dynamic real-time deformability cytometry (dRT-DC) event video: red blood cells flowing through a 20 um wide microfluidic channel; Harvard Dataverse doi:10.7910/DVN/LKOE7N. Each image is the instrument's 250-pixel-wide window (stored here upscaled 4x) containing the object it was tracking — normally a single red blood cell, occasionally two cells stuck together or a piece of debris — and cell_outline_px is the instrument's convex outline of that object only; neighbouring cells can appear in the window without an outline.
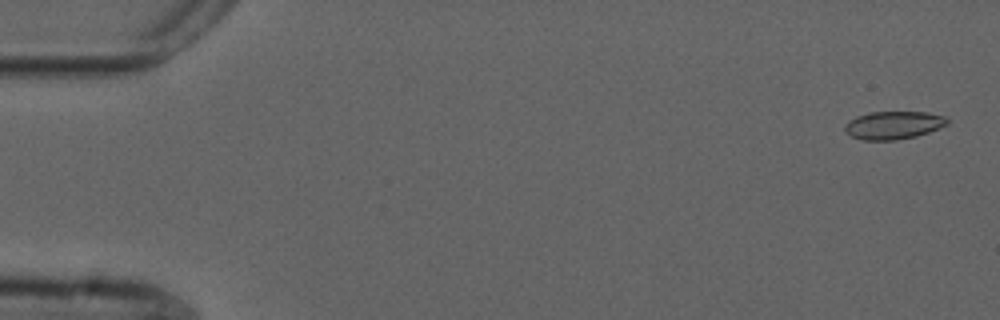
{"species": "common noctule bat (a hibernating species)", "species_latin": "Nyctalus noctula", "temperature_condition": "cold", "stored_images_in_passage": 55, "camera_frame_rate_fps": 3000, "um_per_image_px": 0.085, "animal": {"sex": "male", "forearm_length_mm": 52.5}, "frame": {"image": 1, "passage_image": 2, "time_ms": 0.333, "image_size_px": [1000, 320], "cell_outline_px": [[948, 124], [928, 132], [916, 136], [896, 140], [864, 140], [852, 136], [844, 132], [844, 124], [848, 120], [856, 116], [868, 112], [928, 112], [944, 116], [948, 120]], "centroid_in_image_um": [75.9, 10.63], "position_along_channel_um": 9.1, "area_um2": 16.76}}
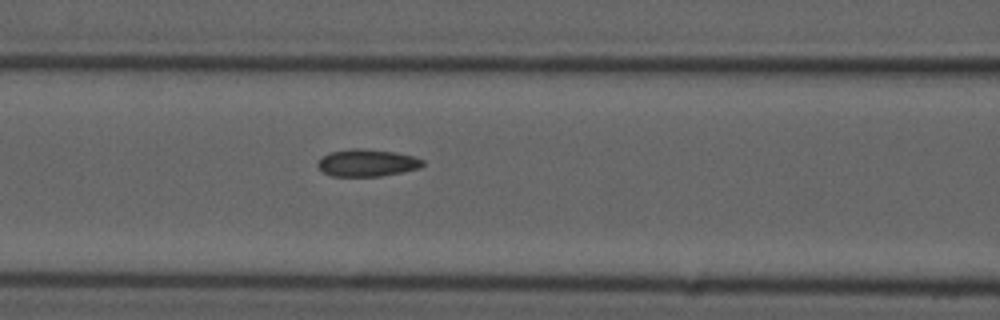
{"frame": {"image": 2, "passage_image": 23, "time_ms": 7.333, "image_size_px": [1000, 320], "cell_outline_px": [[424, 164], [420, 168], [380, 176], [332, 176], [324, 172], [316, 164], [324, 156], [332, 152], [352, 148], [360, 148], [396, 152], [412, 156], [424, 160]], "centroid_in_image_um": [31.22, 13.84], "position_along_channel_um": 135.4, "area_um2": 16.42}}
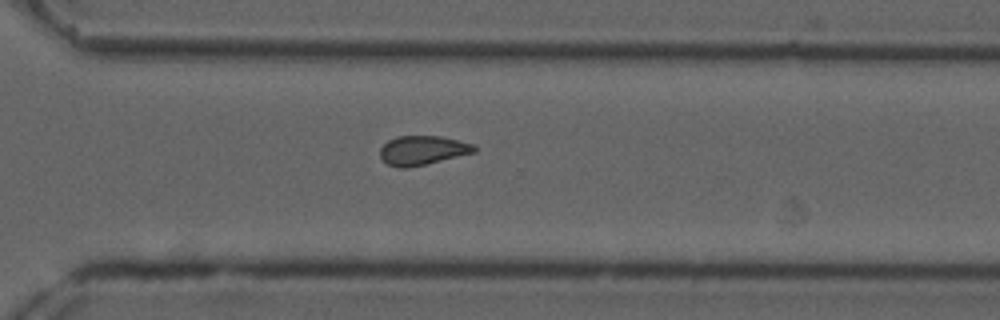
{"frame": {"image": 3, "passage_image": 39, "time_ms": 12.667, "image_size_px": [1000, 320], "cell_outline_px": [[476, 152], [428, 164], [408, 168], [396, 168], [388, 164], [380, 156], [380, 148], [388, 140], [396, 136], [440, 136], [472, 144], [476, 148]], "centroid_in_image_um": [35.89, 12.79], "position_along_channel_um": 334.7, "area_um2": 16.07}, "authors_computed_cell_mechanics": {"area_um2": 16.4152, "velocity_mm_per_s": 3.7421, "shape_relaxation_time_tau1_ms": null, "shape_relaxation_time_tau2_ms": 3.8049, "deformation_change_tau1": null, "deformation_change_tau2": 0.0821}}